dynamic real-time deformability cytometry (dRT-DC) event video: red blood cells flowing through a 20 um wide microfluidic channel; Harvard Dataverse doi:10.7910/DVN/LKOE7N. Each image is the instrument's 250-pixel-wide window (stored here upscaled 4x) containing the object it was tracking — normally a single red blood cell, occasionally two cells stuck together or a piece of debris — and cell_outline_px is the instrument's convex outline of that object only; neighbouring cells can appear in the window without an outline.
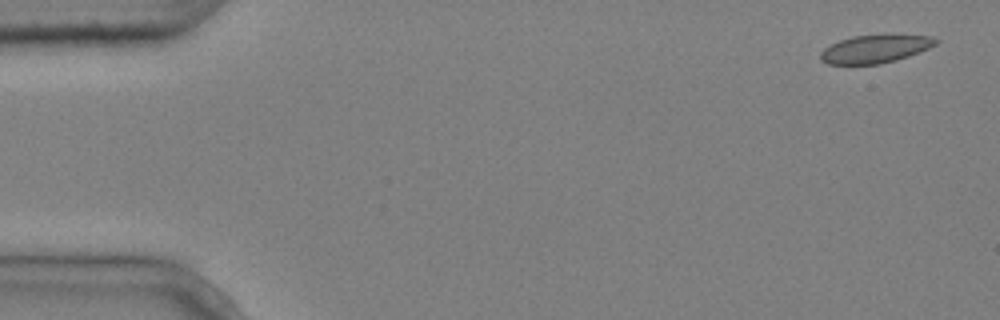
{"species": "common noctule bat (a hibernating species)", "species_latin": "Nyctalus noctula", "temperature_condition": "cold", "stored_images_in_passage": 6, "camera_frame_rate_fps": 3000, "um_per_image_px": 0.085, "animal": {"sex": "male", "body_mass_g": 20.4}, "frame": {"image": 1, "passage_image": 1, "time_ms": 0.0, "image_size_px": [1000, 320], "cell_outline_px": [[940, 40], [936, 44], [920, 52], [896, 60], [880, 64], [828, 64], [820, 60], [820, 52], [824, 48], [840, 40], [852, 36], [892, 32], [932, 36]], "centroid_in_image_um": [74.45, 4.11], "position_along_channel_um": 10.6, "area_um2": 19.59}}
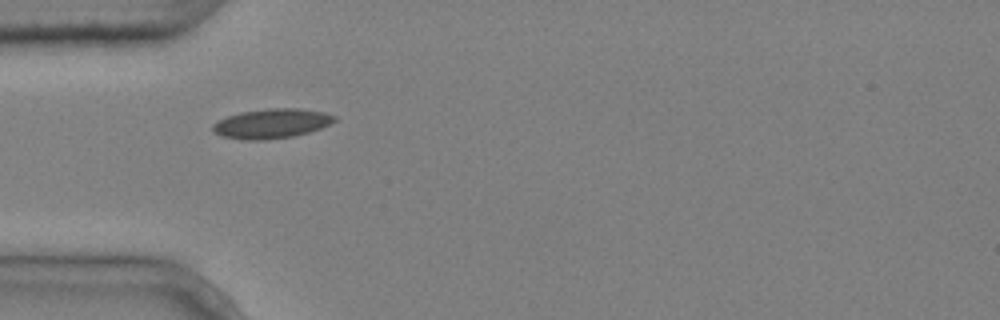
{"frame": {"image": 2, "passage_image": 5, "time_ms": 1.333, "image_size_px": [1000, 320], "cell_outline_px": [[336, 120], [332, 124], [308, 132], [292, 136], [264, 140], [240, 140], [220, 136], [212, 128], [212, 124], [228, 116], [240, 112], [268, 108], [300, 108], [324, 112], [336, 116]], "centroid_in_image_um": [23.1, 10.5], "position_along_channel_um": 61.9, "area_um2": 21.04}}